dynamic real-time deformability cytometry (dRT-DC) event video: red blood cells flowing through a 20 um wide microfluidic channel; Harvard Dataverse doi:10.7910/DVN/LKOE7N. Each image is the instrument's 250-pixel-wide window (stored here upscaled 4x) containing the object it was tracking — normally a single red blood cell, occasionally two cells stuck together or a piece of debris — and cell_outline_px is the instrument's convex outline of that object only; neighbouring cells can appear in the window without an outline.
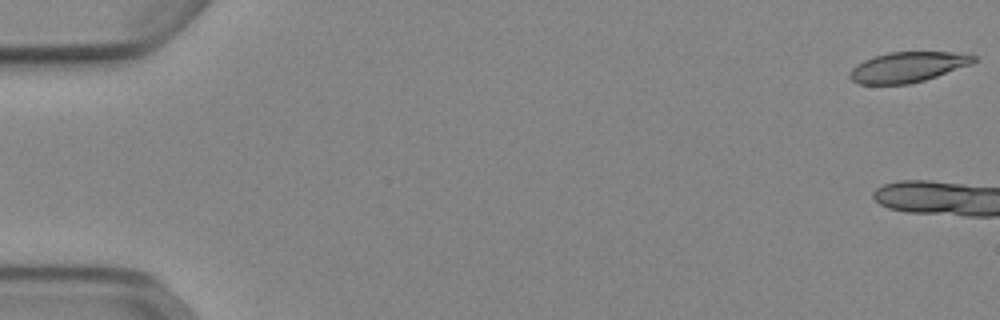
{"species": "Egyptian fruit bat (a non-hibernating species)", "species_latin": "Rousettus aegyptiacus", "temperature_condition": "cold", "stored_images_in_passage": 4, "camera_frame_rate_fps": 3000, "um_per_image_px": 0.085, "animal": {"sex": "female"}, "frame": {"image": 1, "passage_image": 1, "time_ms": 0.0, "image_size_px": [1000, 320], "cell_outline_px": [[976, 60], [972, 64], [924, 80], [908, 84], [860, 84], [852, 80], [848, 76], [848, 72], [856, 64], [872, 56], [888, 52], [968, 52], [976, 56]], "centroid_in_image_um": [77.16, 5.68], "position_along_channel_um": 7.8, "area_um2": 22.08}}